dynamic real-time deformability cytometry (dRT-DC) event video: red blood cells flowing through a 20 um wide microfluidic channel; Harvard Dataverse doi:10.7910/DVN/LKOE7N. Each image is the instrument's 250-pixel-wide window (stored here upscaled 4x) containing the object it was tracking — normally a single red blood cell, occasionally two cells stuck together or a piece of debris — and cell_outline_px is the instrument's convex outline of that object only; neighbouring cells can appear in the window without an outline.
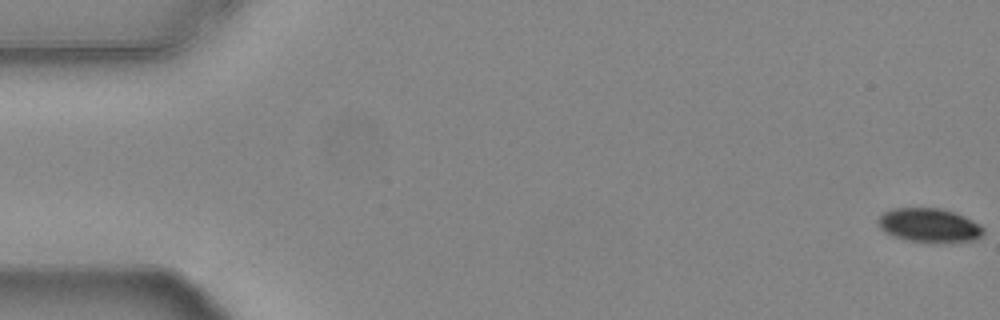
{"species": "common noctule bat (a hibernating species)", "species_latin": "Nyctalus noctula", "temperature_condition": "warm", "stored_images_in_passage": 56, "camera_frame_rate_fps": 3000, "um_per_image_px": 0.085, "animal": {"sex": "female", "body_mass_g": 24.6, "forearm_length_mm": 56.2}, "frame": {"image": 1, "passage_image": 1, "time_ms": 0.0, "image_size_px": [1000, 320], "cell_outline_px": [[984, 232], [980, 236], [972, 240], [908, 240], [884, 232], [880, 228], [876, 220], [884, 212], [892, 208], [940, 208], [956, 212], [980, 224], [984, 228]], "centroid_in_image_um": [78.95, 19.09], "position_along_channel_um": 6.0, "area_um2": 20.17}}
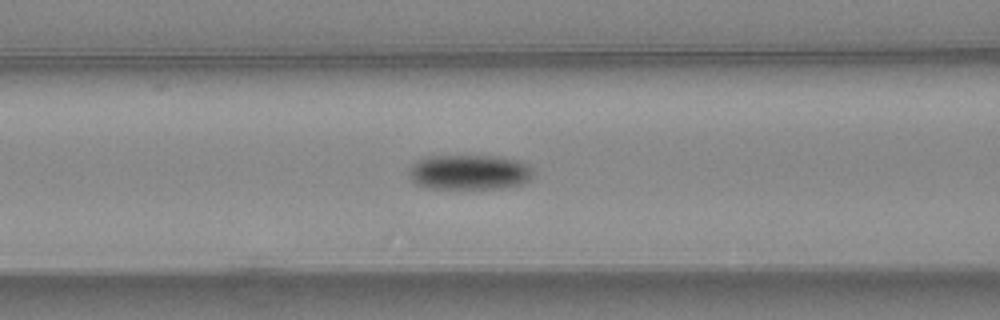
{"frame": {"image": 2, "passage_image": 23, "time_ms": 7.333, "image_size_px": [1000, 320], "cell_outline_px": [[532, 176], [528, 180], [520, 184], [500, 188], [432, 188], [416, 184], [412, 180], [408, 172], [412, 164], [416, 160], [428, 156], [500, 156], [520, 160], [528, 164], [532, 168]], "centroid_in_image_um": [39.9, 14.62], "position_along_channel_um": 126.7, "area_um2": 25.37}}
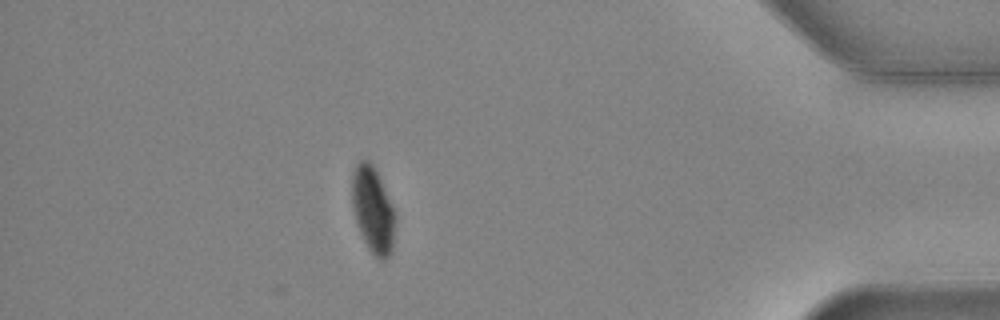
{"frame": {"image": 3, "passage_image": 49, "time_ms": 16.0, "image_size_px": [1000, 320], "cell_outline_px": [[396, 220], [392, 252], [384, 260], [380, 260], [368, 248], [360, 232], [352, 208], [352, 172], [356, 164], [360, 160], [368, 160], [376, 168], [396, 212]], "centroid_in_image_um": [31.72, 17.81], "position_along_channel_um": 403.5, "area_um2": 22.02}, "authors_computed_cell_mechanics": {"area_um2": 23.2067, "velocity_mm_per_s": 3.7404, "shape_relaxation_time_tau1_ms": 4.0627, "shape_relaxation_time_tau2_ms": null, "deformation_change_tau1": 0.1216, "deformation_change_tau2": null}}